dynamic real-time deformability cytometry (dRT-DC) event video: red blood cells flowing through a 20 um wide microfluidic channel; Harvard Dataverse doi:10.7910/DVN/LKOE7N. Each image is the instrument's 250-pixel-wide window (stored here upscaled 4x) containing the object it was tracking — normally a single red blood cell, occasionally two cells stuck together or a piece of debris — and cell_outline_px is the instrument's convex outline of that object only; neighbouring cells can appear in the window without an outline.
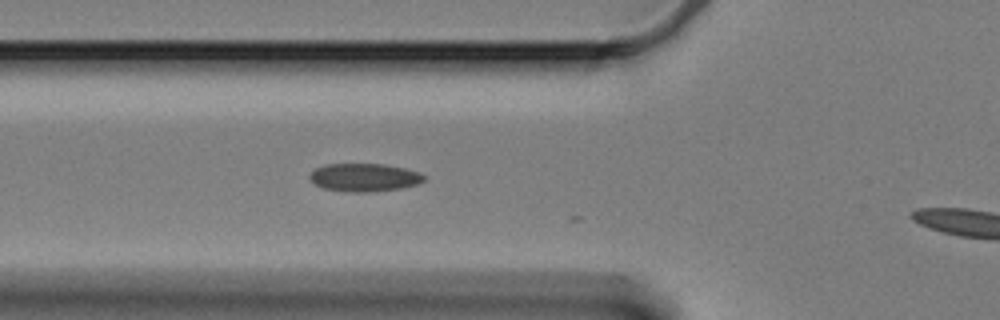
{"species": "Egyptian fruit bat (a non-hibernating species)", "species_latin": "Rousettus aegyptiacus", "temperature_condition": "cold", "stored_images_in_passage": 7, "camera_frame_rate_fps": 3000, "um_per_image_px": 0.085, "animal": {"sex": "female"}, "frame": {"image": 1, "passage_image": 2, "time_ms": 0.333, "image_size_px": [1000, 320], "cell_outline_px": [[424, 180], [416, 184], [400, 188], [376, 192], [352, 192], [324, 188], [316, 184], [308, 176], [316, 168], [324, 164], [384, 164], [404, 168], [420, 172], [424, 176]], "centroid_in_image_um": [30.97, 15.08], "position_along_channel_um": 94.8, "area_um2": 18.55}}
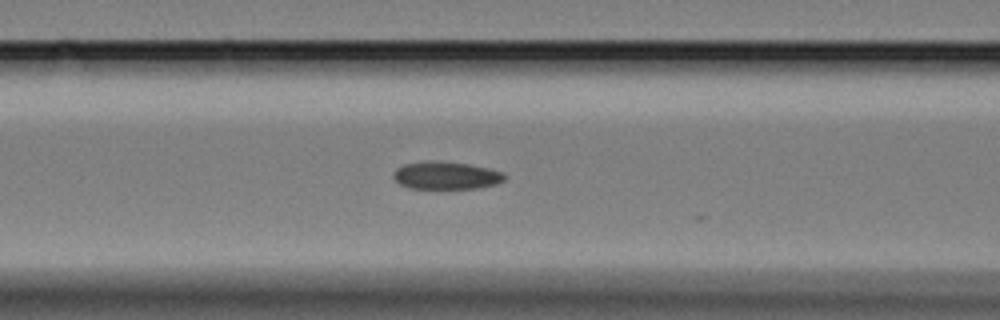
{"frame": {"image": 2, "passage_image": 5, "time_ms": 1.333, "image_size_px": [1000, 320], "cell_outline_px": [[508, 176], [504, 180], [496, 184], [476, 188], [408, 188], [400, 184], [392, 176], [392, 172], [396, 168], [404, 164], [428, 160], [436, 160], [468, 164], [488, 168], [504, 172]], "centroid_in_image_um": [37.91, 14.9], "position_along_channel_um": 128.7, "area_um2": 18.09}}